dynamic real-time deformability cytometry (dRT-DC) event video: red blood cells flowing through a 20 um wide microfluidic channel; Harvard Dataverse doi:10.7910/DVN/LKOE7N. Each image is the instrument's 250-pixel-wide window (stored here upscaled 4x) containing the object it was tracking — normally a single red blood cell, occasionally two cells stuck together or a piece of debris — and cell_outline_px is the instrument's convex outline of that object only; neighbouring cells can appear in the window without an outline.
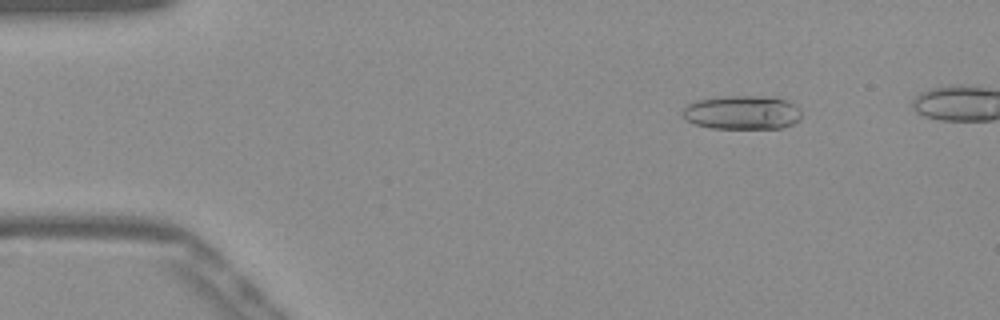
{"species": "Egyptian fruit bat (a non-hibernating species)", "species_latin": "Rousettus aegyptiacus", "temperature_condition": "warm", "stored_images_in_passage": 46, "camera_frame_rate_fps": 3000, "um_per_image_px": 0.085, "frame": {"image": 1, "passage_image": 5, "time_ms": 1.333, "image_size_px": [1000, 320], "cell_outline_px": [[800, 120], [792, 124], [780, 128], [712, 128], [696, 124], [688, 120], [684, 116], [684, 108], [688, 104], [696, 100], [724, 96], [776, 96], [788, 100], [800, 112]], "centroid_in_image_um": [63.11, 9.55], "position_along_channel_um": 21.9, "area_um2": 23.35}}
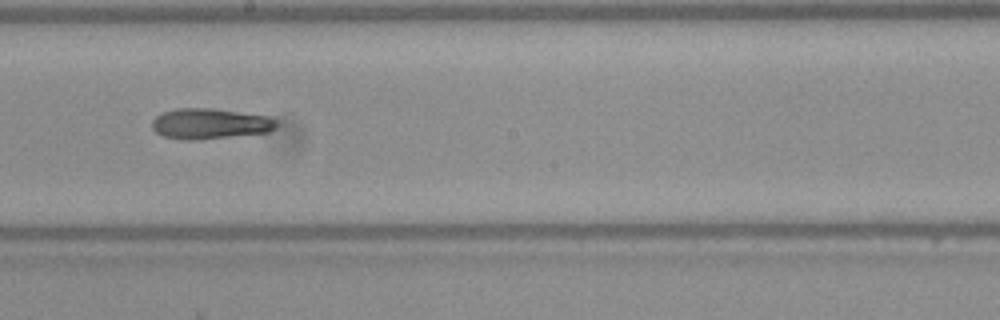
{"frame": {"image": 2, "passage_image": 27, "time_ms": 8.667, "image_size_px": [1000, 320], "cell_outline_px": [[276, 124], [268, 132], [196, 140], [184, 140], [164, 136], [156, 132], [152, 128], [152, 120], [160, 112], [176, 108], [212, 108], [268, 116], [276, 120]], "centroid_in_image_um": [17.78, 10.5], "position_along_channel_um": 230.4, "area_um2": 22.08}}
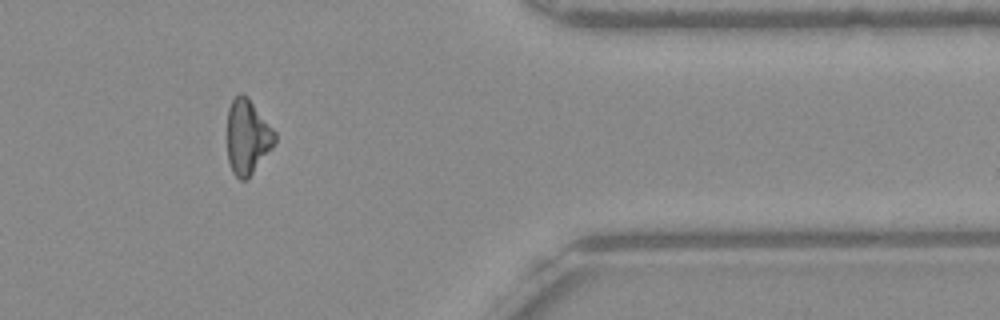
{"frame": {"image": 3, "passage_image": 41, "time_ms": 13.333, "image_size_px": [1000, 320], "cell_outline_px": [[276, 140], [252, 172], [244, 180], [240, 180], [232, 172], [228, 160], [228, 108], [232, 100], [240, 92], [244, 92], [248, 96], [276, 132]], "centroid_in_image_um": [21.02, 11.57], "position_along_channel_um": 390.4, "area_um2": 20.4}}